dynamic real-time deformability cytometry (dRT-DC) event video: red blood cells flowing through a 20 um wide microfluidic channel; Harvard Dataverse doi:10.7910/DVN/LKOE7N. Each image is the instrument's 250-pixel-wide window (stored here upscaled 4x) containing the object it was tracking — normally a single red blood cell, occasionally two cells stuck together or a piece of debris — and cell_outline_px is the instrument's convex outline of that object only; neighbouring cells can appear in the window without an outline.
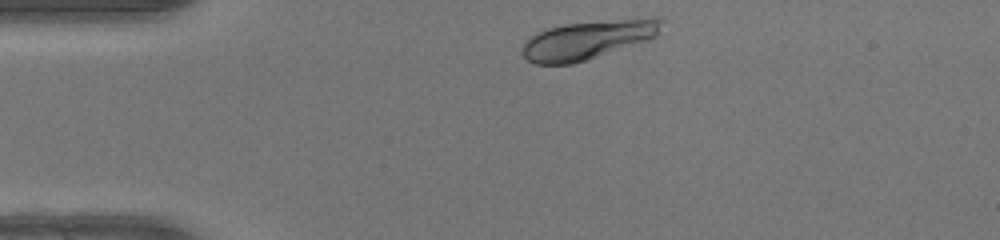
{"species": "human", "species_latin": "Homo sapiens", "temperature_condition": "warm", "stored_images_in_passage": 31, "camera_frame_rate_fps": 3000, "um_per_image_px": 0.085, "donor": {"sex": "female"}, "frame": {"image": 1, "passage_image": 1, "time_ms": 0.0, "image_size_px": [1000, 240], "cell_outline_px": [[664, 20], [656, 36], [648, 40], [588, 60], [572, 64], [536, 64], [528, 60], [520, 52], [520, 48], [524, 40], [536, 32], [548, 28], [564, 24], [660, 16]], "centroid_in_image_um": [49.95, 3.38], "position_along_channel_um": 35.1, "area_um2": 31.73}}
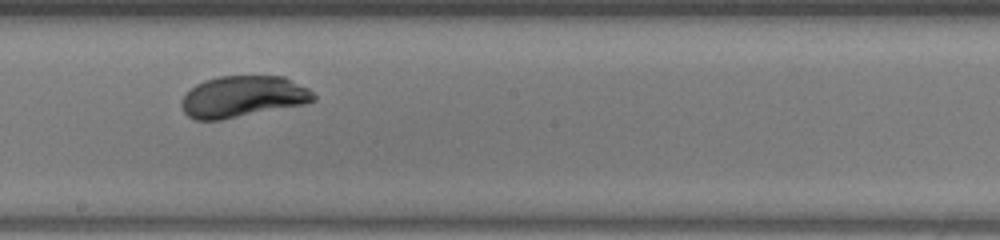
{"frame": {"image": 2, "passage_image": 18, "time_ms": 5.667, "image_size_px": [1000, 240], "cell_outline_px": [[316, 100], [304, 104], [220, 120], [196, 120], [188, 116], [184, 112], [180, 104], [180, 100], [196, 84], [204, 80], [216, 76], [284, 76], [308, 88], [316, 96]], "centroid_in_image_um": [20.63, 8.21], "position_along_channel_um": 227.6, "area_um2": 31.85}}
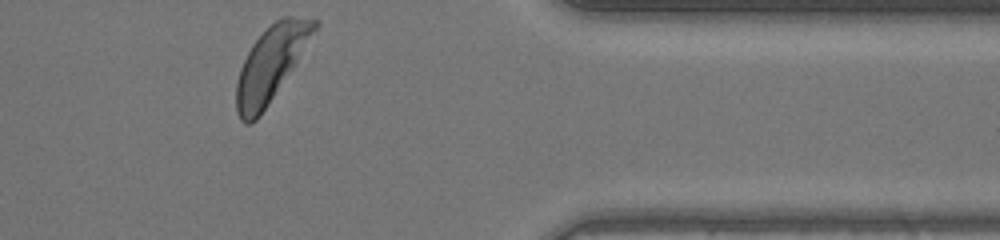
{"frame": {"image": 3, "passage_image": 31, "time_ms": 10.0, "image_size_px": [1000, 240], "cell_outline_px": [[320, 24], [296, 64], [260, 116], [256, 120], [248, 124], [244, 124], [240, 120], [236, 112], [236, 84], [240, 68], [252, 44], [280, 16], [292, 16], [320, 20]], "centroid_in_image_um": [23.04, 5.43], "position_along_channel_um": 388.4, "area_um2": 33.81}, "authors_computed_cell_mechanics": {"area_um2": 31.8478, "velocity_mm_per_s": 4.1745, "shape_relaxation_time_tau1_ms": 2.4099, "shape_relaxation_time_tau2_ms": null, "deformation_change_tau1": 0.1542, "deformation_change_tau2": null}}